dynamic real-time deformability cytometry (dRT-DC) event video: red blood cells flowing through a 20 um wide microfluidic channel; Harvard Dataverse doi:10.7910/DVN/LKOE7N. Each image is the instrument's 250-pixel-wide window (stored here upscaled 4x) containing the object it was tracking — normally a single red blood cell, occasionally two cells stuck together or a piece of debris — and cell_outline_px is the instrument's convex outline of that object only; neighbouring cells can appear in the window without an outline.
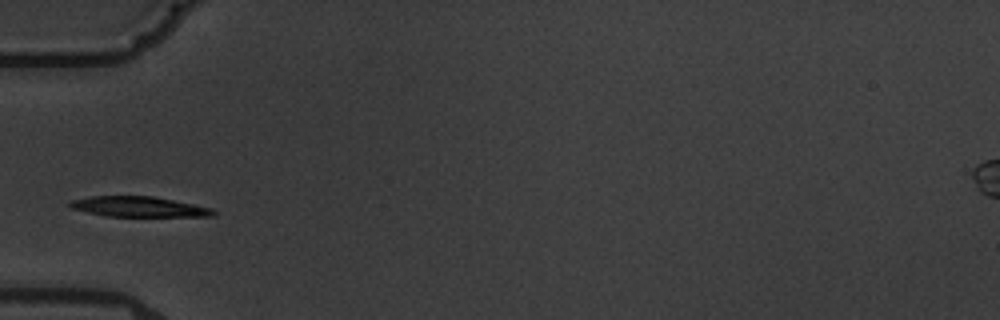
{"species": "common noctule bat (a hibernating species)", "species_latin": "Nyctalus noctula", "temperature_condition": "warm", "stored_images_in_passage": 5, "camera_frame_rate_fps": 3000, "um_per_image_px": 0.085, "animal": {"sex": "male", "body_mass_g": 19.5, "forearm_length_mm": 54.6}, "frame": {"image": 1, "passage_image": 2, "time_ms": 1.333, "image_size_px": [1000, 320], "cell_outline_px": [[216, 216], [108, 216], [88, 212], [72, 208], [68, 204], [68, 200], [92, 196], [152, 196], [212, 208], [216, 212]], "centroid_in_image_um": [11.77, 17.57], "position_along_channel_um": 73.2, "area_um2": 16.76}}
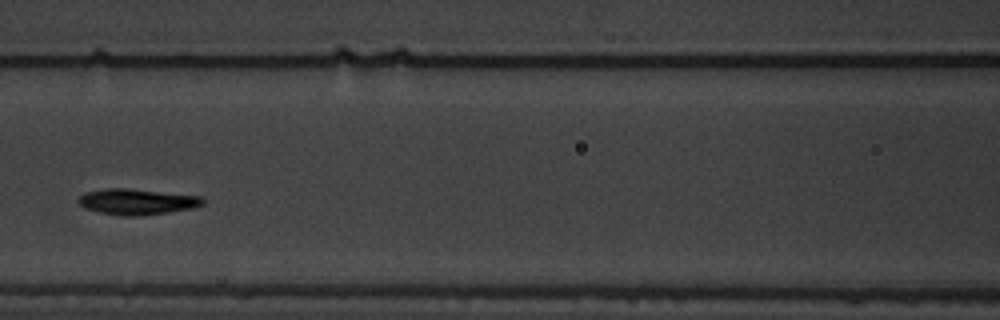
{"frame": {"image": 2, "passage_image": 4, "time_ms": 3.667, "image_size_px": [1000, 320], "cell_outline_px": [[204, 204], [192, 208], [168, 212], [140, 216], [124, 216], [100, 212], [84, 208], [76, 200], [84, 192], [104, 188], [128, 188], [204, 196]], "centroid_in_image_um": [11.64, 17.13], "position_along_channel_um": 155.0, "area_um2": 18.9}}
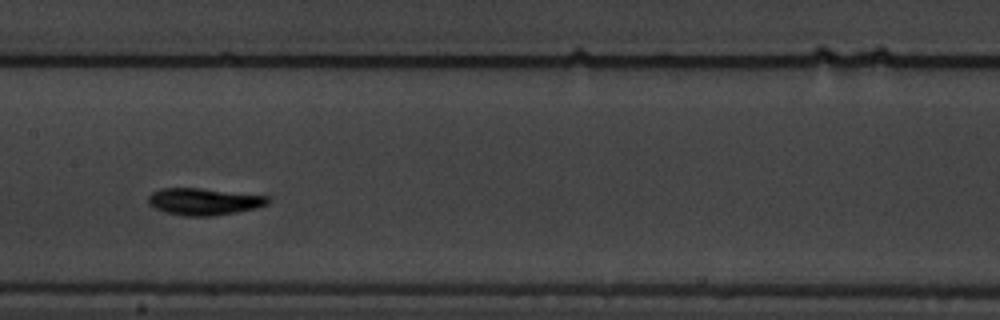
{"frame": {"image": 3, "passage_image": 5, "time_ms": 4.667, "image_size_px": [1000, 320], "cell_outline_px": [[272, 200], [268, 204], [256, 208], [236, 212], [212, 216], [184, 216], [164, 212], [148, 204], [148, 196], [152, 192], [160, 188], [200, 188], [268, 196]], "centroid_in_image_um": [17.33, 17.13], "position_along_channel_um": 190.1, "area_um2": 18.84}}